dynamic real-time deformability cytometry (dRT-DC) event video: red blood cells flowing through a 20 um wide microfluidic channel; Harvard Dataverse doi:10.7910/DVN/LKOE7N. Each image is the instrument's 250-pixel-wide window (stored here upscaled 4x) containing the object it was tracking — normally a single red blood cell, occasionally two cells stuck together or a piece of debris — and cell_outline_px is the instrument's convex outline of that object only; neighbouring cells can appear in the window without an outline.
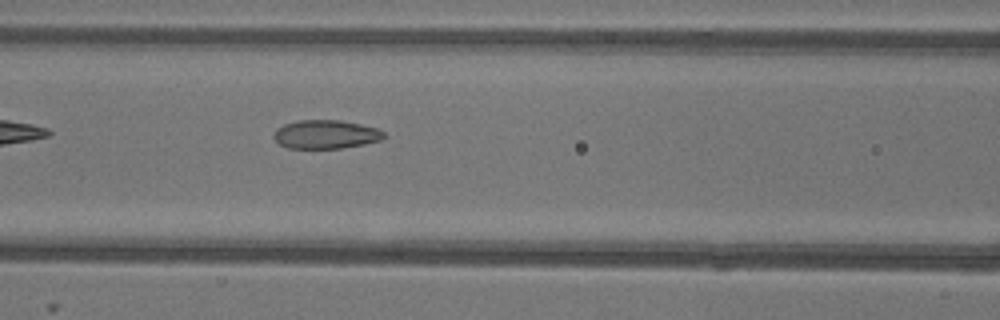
{"species": "common noctule bat (a hibernating species)", "species_latin": "Nyctalus noctula", "temperature_condition": "warm", "stored_images_in_passage": 25, "camera_frame_rate_fps": 3000, "um_per_image_px": 0.085, "animal": {"sex": "female"}, "frame": {"image": 1, "passage_image": 7, "time_ms": 2.0, "image_size_px": [1000, 320], "cell_outline_px": [[384, 140], [364, 144], [340, 148], [288, 148], [280, 144], [272, 136], [276, 128], [284, 124], [300, 120], [340, 120], [360, 124], [376, 128], [384, 132]], "centroid_in_image_um": [27.68, 11.42], "position_along_channel_um": 138.9, "area_um2": 18.38}}
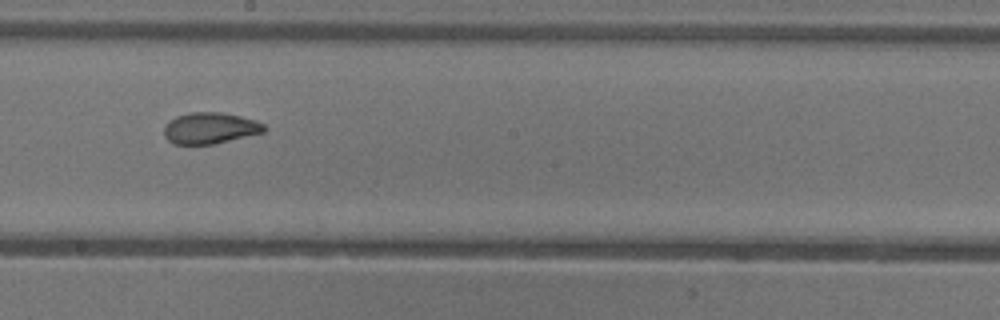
{"frame": {"image": 2, "passage_image": 14, "time_ms": 4.333, "image_size_px": [1000, 320], "cell_outline_px": [[268, 128], [264, 132], [212, 144], [172, 144], [164, 136], [164, 128], [168, 120], [176, 116], [188, 112], [220, 112], [240, 116], [256, 120], [264, 124]], "centroid_in_image_um": [17.84, 10.88], "position_along_channel_um": 230.4, "area_um2": 18.32}}
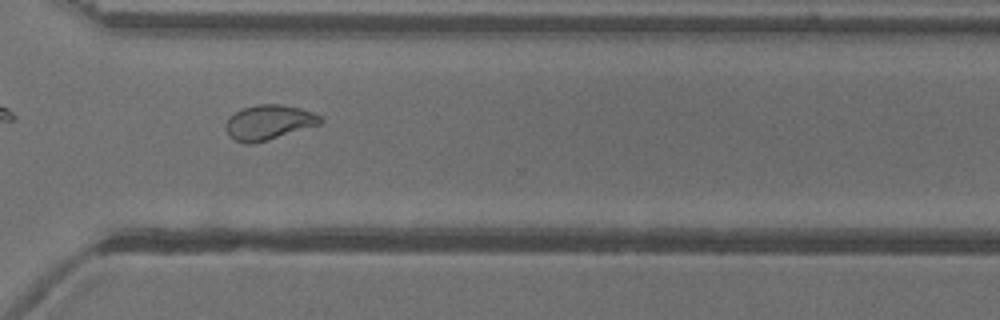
{"frame": {"image": 3, "passage_image": 23, "time_ms": 7.333, "image_size_px": [1000, 320], "cell_outline_px": [[324, 120], [320, 124], [268, 140], [252, 144], [248, 144], [236, 140], [228, 136], [224, 124], [228, 116], [244, 108], [256, 104], [280, 104], [300, 108], [312, 112], [320, 116]], "centroid_in_image_um": [22.82, 10.4], "position_along_channel_um": 347.8, "area_um2": 19.25}, "authors_computed_cell_mechanics": {"area_um2": 18.496, "velocity_mm_per_s": 3.9248, "shape_relaxation_time_tau1_ms": null, "shape_relaxation_time_tau2_ms": 1.266, "deformation_change_tau1": null, "deformation_change_tau2": 0.072}}